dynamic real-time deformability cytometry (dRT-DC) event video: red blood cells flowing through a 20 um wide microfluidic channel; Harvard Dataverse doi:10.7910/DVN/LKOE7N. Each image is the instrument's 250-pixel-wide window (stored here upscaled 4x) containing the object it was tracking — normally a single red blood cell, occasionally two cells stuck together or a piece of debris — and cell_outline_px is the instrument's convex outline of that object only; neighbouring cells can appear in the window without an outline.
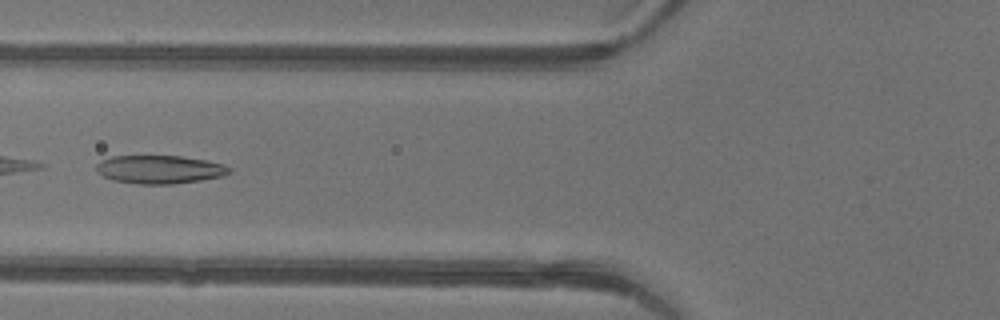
{"species": "common noctule bat (a hibernating species)", "species_latin": "Nyctalus noctula", "temperature_condition": "warm", "stored_images_in_passage": 45, "segment_of_instrument_passage": [2, 2], "camera_frame_rate_fps": 3000, "um_per_image_px": 0.085, "animal": {"sex": "female"}, "frame": {"image": 1, "passage_image": 18, "time_ms": 5.667, "image_size_px": [1000, 320], "cell_outline_px": [[232, 168], [224, 176], [200, 180], [172, 184], [140, 184], [112, 180], [96, 172], [96, 164], [100, 160], [112, 156], [180, 156], [208, 160], [224, 164]], "centroid_in_image_um": [13.56, 14.4], "position_along_channel_um": 112.2, "area_um2": 22.02}}
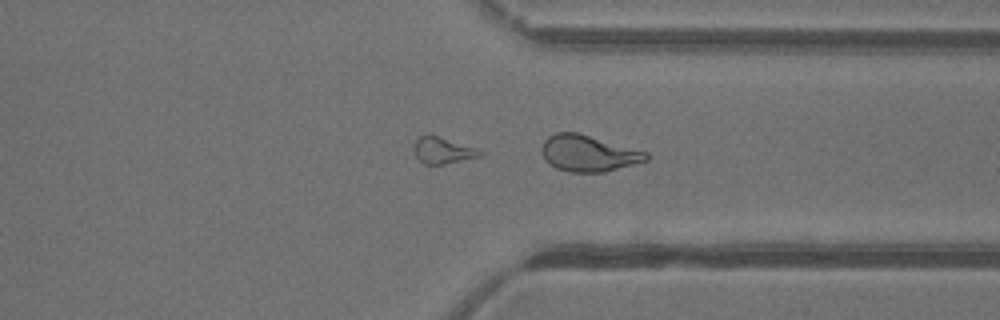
{"frame": {"image": 2, "passage_image": 35, "time_ms": 11.333, "image_size_px": [1000, 320], "cell_outline_px": [[648, 160], [604, 172], [568, 172], [556, 168], [548, 164], [544, 160], [540, 152], [540, 148], [544, 140], [548, 136], [556, 132], [576, 132], [648, 152]], "centroid_in_image_um": [49.95, 13.03], "position_along_channel_um": 361.4, "area_um2": 22.2}}